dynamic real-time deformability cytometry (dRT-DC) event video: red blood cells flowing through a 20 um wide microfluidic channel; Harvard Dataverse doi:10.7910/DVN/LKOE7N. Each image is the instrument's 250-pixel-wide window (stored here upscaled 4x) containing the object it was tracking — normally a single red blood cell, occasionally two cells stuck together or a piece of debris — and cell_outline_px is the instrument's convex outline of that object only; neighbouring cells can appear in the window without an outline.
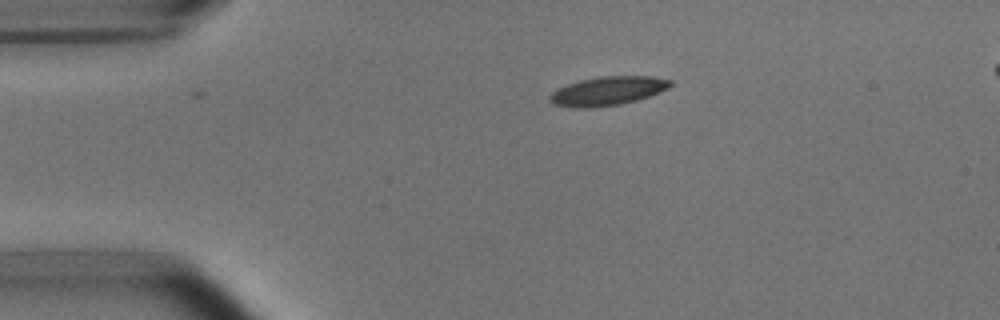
{"species": "common noctule bat (a hibernating species)", "species_latin": "Nyctalus noctula", "temperature_condition": "room temperature", "stored_images_in_passage": 3, "segment_of_instrument_passage": [1, 2], "camera_frame_rate_fps": 3000, "um_per_image_px": 0.085, "animal": {"sex": "male", "body_mass_g": 15.6}, "frame": {"image": 1, "passage_image": 1, "time_ms": 0.0, "image_size_px": [1000, 320], "cell_outline_px": [[676, 84], [660, 92], [636, 100], [620, 104], [588, 108], [576, 108], [552, 104], [548, 100], [548, 96], [556, 88], [580, 80], [600, 76], [652, 76], [672, 80]], "centroid_in_image_um": [51.65, 7.73], "position_along_channel_um": 33.4, "area_um2": 20.46}}